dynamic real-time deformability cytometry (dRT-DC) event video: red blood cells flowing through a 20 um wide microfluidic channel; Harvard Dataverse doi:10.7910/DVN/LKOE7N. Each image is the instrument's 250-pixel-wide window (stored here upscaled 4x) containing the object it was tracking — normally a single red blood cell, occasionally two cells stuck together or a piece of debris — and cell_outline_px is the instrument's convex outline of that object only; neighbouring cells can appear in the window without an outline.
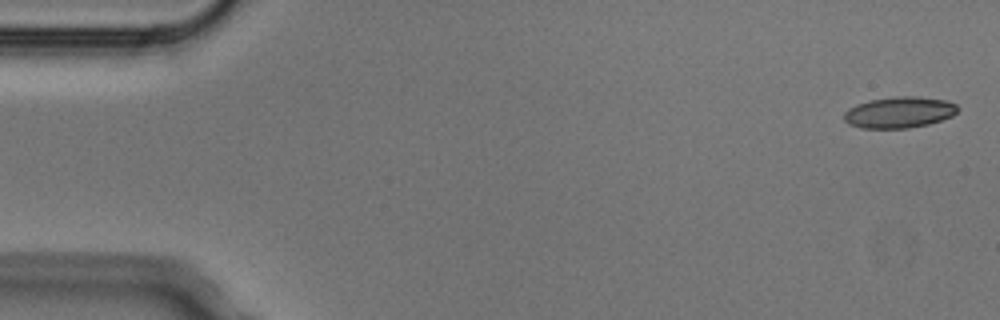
{"species": "Egyptian fruit bat (a non-hibernating species)", "species_latin": "Rousettus aegyptiacus", "temperature_condition": "cold", "stored_images_in_passage": 4, "camera_frame_rate_fps": 3000, "um_per_image_px": 0.085, "animal": {"sex": "male"}, "frame": {"image": 1, "passage_image": 1, "time_ms": 0.0, "image_size_px": [1000, 320], "cell_outline_px": [[960, 108], [952, 116], [928, 124], [908, 128], [860, 128], [848, 124], [844, 120], [844, 112], [848, 108], [856, 104], [872, 100], [896, 96], [916, 96], [944, 100], [956, 104]], "centroid_in_image_um": [76.42, 9.55], "position_along_channel_um": 8.6, "area_um2": 20.63}}